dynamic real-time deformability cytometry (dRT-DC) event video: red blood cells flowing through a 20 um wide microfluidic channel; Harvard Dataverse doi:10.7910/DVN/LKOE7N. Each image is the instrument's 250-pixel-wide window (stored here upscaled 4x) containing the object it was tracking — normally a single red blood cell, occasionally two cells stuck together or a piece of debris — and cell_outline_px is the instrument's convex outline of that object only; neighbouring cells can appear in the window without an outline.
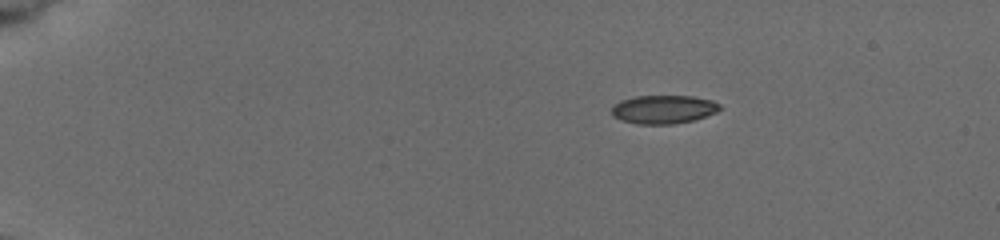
{"species": "common noctule bat (a hibernating species)", "species_latin": "Nyctalus noctula", "temperature_condition": "cold", "stored_images_in_passage": 10, "camera_frame_rate_fps": 3000, "um_per_image_px": 0.085, "animal": {"sex": "female", "body_mass_g": 19.5, "forearm_length_mm": 54.1}, "frame": {"image": 1, "passage_image": 1, "time_ms": 0.0, "image_size_px": [1000, 240], "cell_outline_px": [[720, 108], [716, 112], [696, 120], [672, 124], [636, 124], [620, 120], [612, 116], [612, 108], [620, 100], [636, 96], [692, 96], [712, 100], [720, 104]], "centroid_in_image_um": [56.39, 9.3], "position_along_channel_um": 28.6, "area_um2": 18.03}}
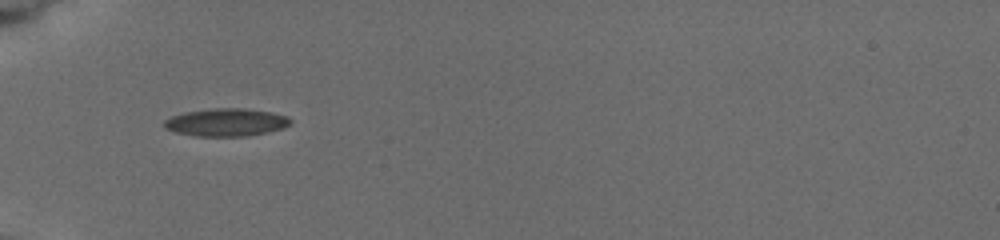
{"frame": {"image": 2, "passage_image": 7, "time_ms": 3.333, "image_size_px": [1000, 240], "cell_outline_px": [[292, 120], [284, 128], [248, 136], [196, 136], [176, 132], [164, 128], [164, 120], [172, 116], [184, 112], [212, 108], [244, 108], [272, 112], [288, 116]], "centroid_in_image_um": [19.22, 10.39], "position_along_channel_um": 65.8, "area_um2": 20.46}}
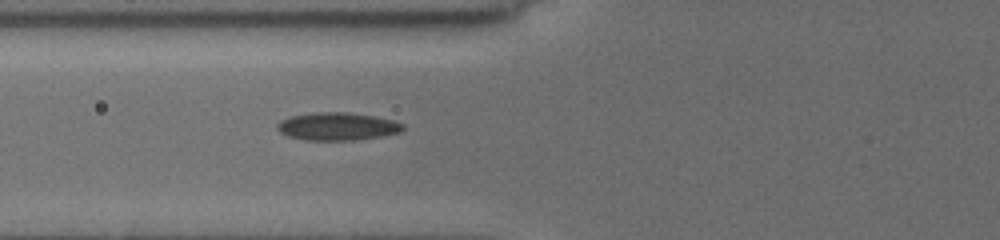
{"frame": {"image": 3, "passage_image": 10, "time_ms": 4.333, "image_size_px": [1000, 240], "cell_outline_px": [[404, 128], [400, 132], [380, 136], [356, 140], [304, 140], [288, 136], [280, 132], [276, 128], [276, 124], [280, 120], [292, 116], [316, 112], [348, 112], [372, 116], [392, 120], [404, 124]], "centroid_in_image_um": [28.64, 10.75], "position_along_channel_um": 97.2, "area_um2": 20.29}}